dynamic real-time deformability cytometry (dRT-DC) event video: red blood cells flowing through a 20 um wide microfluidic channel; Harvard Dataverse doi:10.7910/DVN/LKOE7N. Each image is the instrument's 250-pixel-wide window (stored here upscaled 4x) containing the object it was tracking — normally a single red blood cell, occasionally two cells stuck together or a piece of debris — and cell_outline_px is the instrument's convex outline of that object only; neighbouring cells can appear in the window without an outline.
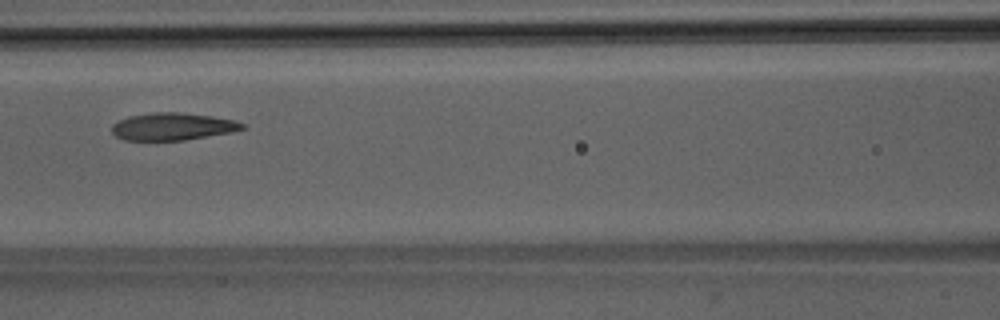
{"species": "Egyptian fruit bat (a non-hibernating species)", "species_latin": "Rousettus aegyptiacus", "temperature_condition": "room temperature", "stored_images_in_passage": 39, "camera_frame_rate_fps": 3000, "um_per_image_px": 0.085, "animal": {"sex": "male"}, "frame": {"image": 1, "passage_image": 11, "time_ms": 3.333, "image_size_px": [1000, 320], "cell_outline_px": [[248, 128], [232, 132], [184, 140], [124, 140], [116, 136], [112, 132], [112, 124], [128, 116], [152, 112], [180, 112], [212, 116], [236, 120], [248, 124]], "centroid_in_image_um": [14.73, 10.75], "position_along_channel_um": 151.9, "area_um2": 21.04}}
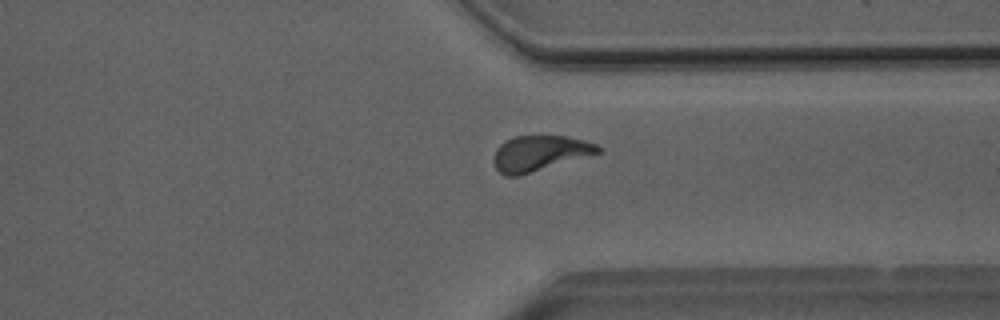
{"frame": {"image": 2, "passage_image": 27, "time_ms": 8.667, "image_size_px": [1000, 320], "cell_outline_px": [[604, 148], [600, 152], [520, 176], [504, 176], [496, 168], [496, 148], [500, 144], [512, 136], [564, 136], [584, 140], [596, 144]], "centroid_in_image_um": [45.89, 13.02], "position_along_channel_um": 365.5, "area_um2": 21.27}}
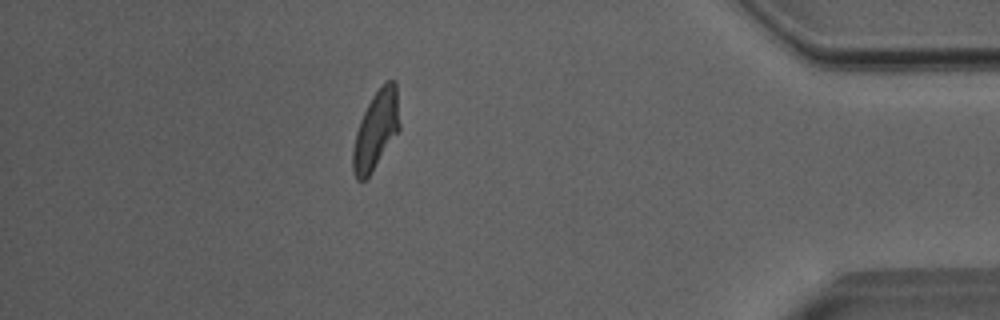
{"frame": {"image": 3, "passage_image": 33, "time_ms": 10.667, "image_size_px": [1000, 320], "cell_outline_px": [[400, 128], [368, 176], [364, 180], [356, 180], [352, 168], [352, 152], [356, 132], [360, 120], [372, 96], [388, 80], [396, 80], [400, 124]], "centroid_in_image_um": [31.95, 11.04], "position_along_channel_um": 403.3, "area_um2": 20.87}, "authors_computed_cell_mechanics": {"area_um2": 21.2126, "velocity_mm_per_s": 4.008, "shape_relaxation_time_tau1_ms": 6.7283, "shape_relaxation_time_tau2_ms": 0.9182, "deformation_change_tau1": 0.2193, "deformation_change_tau2": 0.0794}}